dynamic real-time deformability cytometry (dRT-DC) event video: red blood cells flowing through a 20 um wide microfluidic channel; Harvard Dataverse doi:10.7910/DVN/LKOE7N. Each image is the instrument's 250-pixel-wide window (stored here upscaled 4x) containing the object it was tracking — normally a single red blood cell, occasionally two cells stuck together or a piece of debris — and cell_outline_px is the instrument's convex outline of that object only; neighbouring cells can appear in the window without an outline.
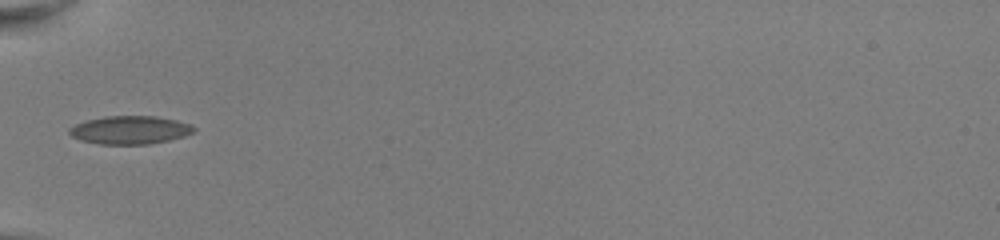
{"species": "common noctule bat (a hibernating species)", "species_latin": "Nyctalus noctula", "temperature_condition": "room temperature", "stored_images_in_passage": 33, "camera_frame_rate_fps": 3000, "um_per_image_px": 0.085, "animal": {"sex": "female", "body_mass_g": 22.0, "forearm_length_mm": 56.7}, "frame": {"image": 1, "passage_image": 1, "time_ms": 0.0, "image_size_px": [1000, 240], "cell_outline_px": [[196, 128], [192, 132], [184, 136], [168, 140], [148, 144], [100, 144], [80, 140], [72, 136], [68, 132], [68, 128], [76, 124], [88, 120], [108, 116], [156, 116], [176, 120], [188, 124]], "centroid_in_image_um": [11.02, 11.05], "position_along_channel_um": 74.0, "area_um2": 20.23}}
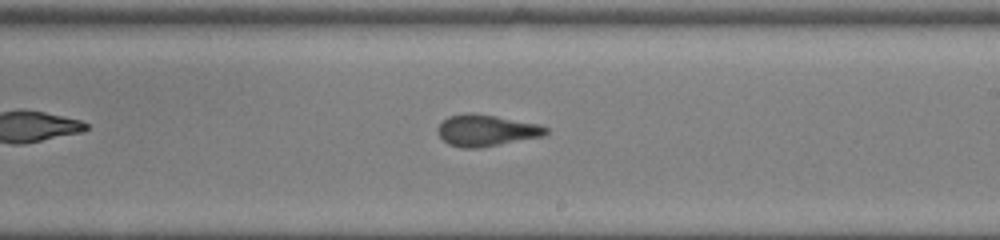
{"frame": {"image": 2, "passage_image": 14, "time_ms": 4.333, "image_size_px": [1000, 240], "cell_outline_px": [[548, 132], [540, 136], [480, 148], [460, 148], [448, 144], [440, 136], [440, 124], [448, 116], [468, 112], [472, 112], [496, 116], [540, 124], [548, 128]], "centroid_in_image_um": [41.33, 11.08], "position_along_channel_um": 247.7, "area_um2": 19.59}}
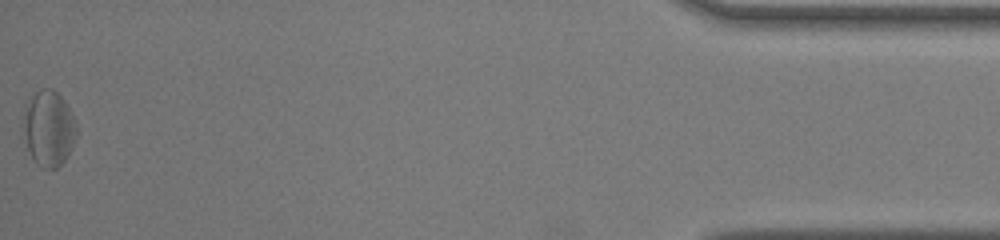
{"frame": {"image": 3, "passage_image": 33, "time_ms": 10.667, "image_size_px": [1000, 240], "cell_outline_px": [[76, 132], [72, 144], [64, 160], [56, 168], [40, 168], [36, 164], [28, 148], [24, 128], [28, 108], [32, 96], [36, 92], [44, 88], [52, 88], [64, 100], [76, 124]], "centroid_in_image_um": [4.17, 10.94], "position_along_channel_um": 431.0, "area_um2": 22.25}, "authors_computed_cell_mechanics": {"area_um2": 19.7098, "velocity_mm_per_s": 4.0494, "shape_relaxation_time_tau1_ms": 5.2372, "shape_relaxation_time_tau2_ms": 1.4583, "deformation_change_tau1": 0.1403, "deformation_change_tau2": 0.0799}}